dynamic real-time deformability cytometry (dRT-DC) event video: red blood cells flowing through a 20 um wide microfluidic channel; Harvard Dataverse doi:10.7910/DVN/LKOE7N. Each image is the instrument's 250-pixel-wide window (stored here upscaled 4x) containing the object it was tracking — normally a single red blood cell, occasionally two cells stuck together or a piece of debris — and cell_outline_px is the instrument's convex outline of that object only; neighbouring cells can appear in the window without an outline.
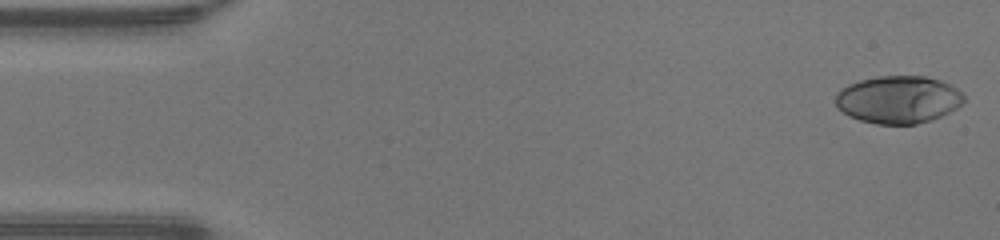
{"species": "human", "species_latin": "Homo sapiens", "temperature_condition": "warm", "stored_images_in_passage": 48, "camera_frame_rate_fps": 3000, "um_per_image_px": 0.085, "donor": {"sex": "male"}, "frame": {"image": 1, "passage_image": 1, "time_ms": 0.0, "image_size_px": [1000, 240], "cell_outline_px": [[964, 100], [956, 108], [932, 120], [916, 124], [876, 124], [860, 120], [848, 116], [836, 108], [836, 92], [848, 84], [860, 80], [876, 76], [924, 76], [940, 80], [956, 88], [964, 96]], "centroid_in_image_um": [76.31, 8.46], "position_along_channel_um": 8.7, "area_um2": 35.6}}
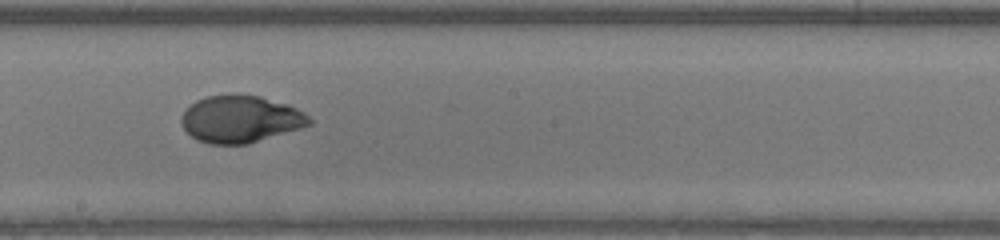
{"frame": {"image": 2, "passage_image": 26, "time_ms": 8.333, "image_size_px": [1000, 240], "cell_outline_px": [[312, 124], [300, 128], [248, 144], [208, 144], [196, 140], [184, 128], [180, 120], [184, 112], [196, 100], [208, 96], [260, 96], [288, 104], [304, 112], [312, 120]], "centroid_in_image_um": [20.46, 10.15], "position_along_channel_um": 227.7, "area_um2": 34.62}}
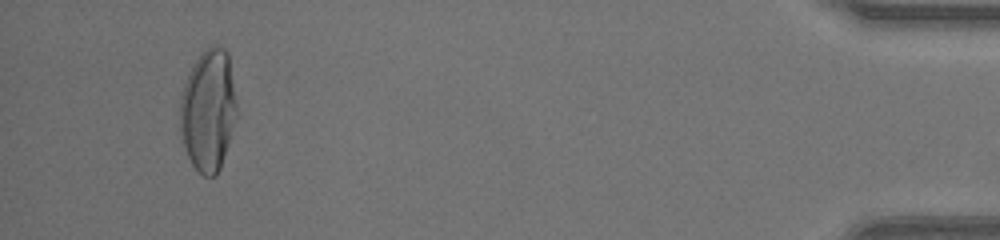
{"frame": {"image": 3, "passage_image": 45, "time_ms": 14.667, "image_size_px": [1000, 240], "cell_outline_px": [[236, 120], [220, 168], [216, 176], [204, 176], [192, 164], [188, 156], [184, 144], [180, 128], [180, 96], [188, 72], [192, 64], [200, 52], [204, 48], [212, 44], [220, 44], [228, 52], [236, 100]], "centroid_in_image_um": [17.7, 9.3], "position_along_channel_um": 417.5, "area_um2": 40.52}, "authors_computed_cell_mechanics": {"area_um2": 35.4892, "velocity_mm_per_s": 4.2793, "shape_relaxation_time_tau1_ms": 5.7865, "shape_relaxation_time_tau2_ms": null, "deformation_change_tau1": 0.2657, "deformation_change_tau2": null}}